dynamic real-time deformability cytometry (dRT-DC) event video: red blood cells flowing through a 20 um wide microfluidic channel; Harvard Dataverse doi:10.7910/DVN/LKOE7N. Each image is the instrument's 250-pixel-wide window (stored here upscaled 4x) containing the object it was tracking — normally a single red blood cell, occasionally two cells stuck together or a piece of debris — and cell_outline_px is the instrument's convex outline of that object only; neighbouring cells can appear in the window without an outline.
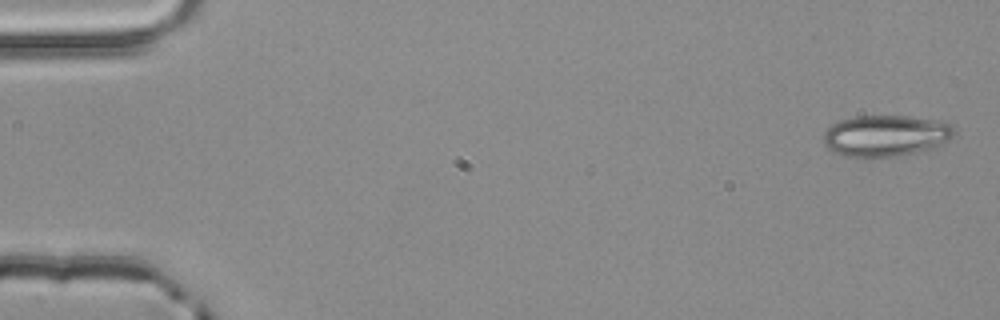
{"species": "common noctule bat (a hibernating species)", "species_latin": "Nyctalus noctula", "temperature_condition": "room temperature", "stored_images_in_passage": 4, "camera_frame_rate_fps": 3000, "um_per_image_px": 0.085, "animal": {"sex": "male", "body_mass_g": 20.4}, "frame": {"image": 1, "passage_image": 1, "time_ms": 0.0, "image_size_px": [1000, 320], "cell_outline_px": [[956, 132], [948, 140], [932, 148], [896, 156], [872, 160], [864, 160], [844, 156], [832, 152], [824, 144], [824, 132], [832, 124], [840, 120], [856, 116], [908, 116], [940, 120], [952, 124], [956, 128]], "centroid_in_image_um": [75.26, 11.56], "position_along_channel_um": 9.7, "area_um2": 32.25}}